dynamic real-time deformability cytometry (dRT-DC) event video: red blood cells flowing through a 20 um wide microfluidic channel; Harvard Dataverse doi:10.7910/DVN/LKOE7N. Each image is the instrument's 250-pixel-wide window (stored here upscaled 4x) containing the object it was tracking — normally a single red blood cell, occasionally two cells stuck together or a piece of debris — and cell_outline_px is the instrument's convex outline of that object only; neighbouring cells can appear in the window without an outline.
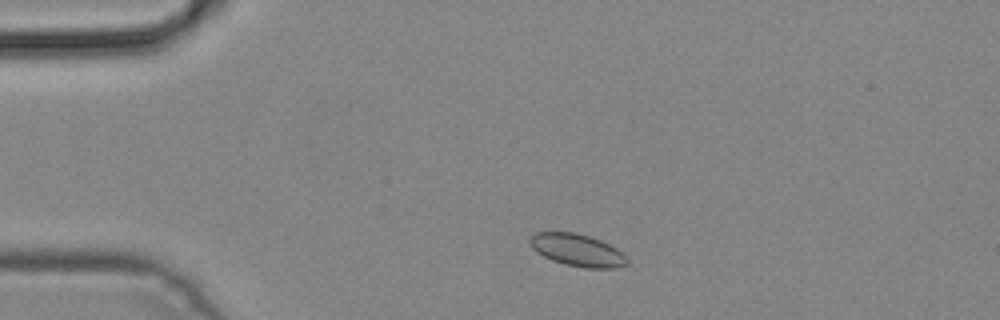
{"species": "common noctule bat (a hibernating species)", "species_latin": "Nyctalus noctula", "temperature_condition": "cold", "stored_images_in_passage": 4, "camera_frame_rate_fps": 3000, "um_per_image_px": 0.085, "animal": {"sex": "male", "body_mass_g": 19.2, "forearm_length_mm": 51.8}, "frame": {"image": 1, "passage_image": 4, "time_ms": 1.0, "image_size_px": [1000, 320], "cell_outline_px": [[628, 264], [616, 268], [584, 268], [564, 264], [552, 260], [544, 256], [532, 248], [528, 240], [536, 232], [572, 232], [588, 236], [600, 240], [616, 248], [628, 260]], "centroid_in_image_um": [49.06, 21.27], "position_along_channel_um": 35.9, "area_um2": 18.09}}